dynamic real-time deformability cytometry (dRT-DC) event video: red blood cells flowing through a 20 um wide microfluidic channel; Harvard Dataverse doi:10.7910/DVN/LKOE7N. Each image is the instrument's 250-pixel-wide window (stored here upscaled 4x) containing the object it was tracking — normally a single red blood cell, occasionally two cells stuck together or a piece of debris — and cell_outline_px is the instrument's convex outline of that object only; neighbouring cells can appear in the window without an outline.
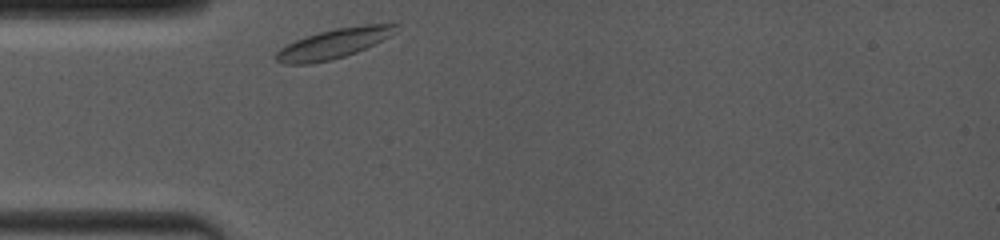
{"species": "common noctule bat (a hibernating species)", "species_latin": "Nyctalus noctula", "temperature_condition": "room temperature", "stored_images_in_passage": 25, "camera_frame_rate_fps": 4000, "um_per_image_px": 0.085, "animal": {"sex": "female", "body_mass_g": 19.0, "forearm_length_mm": 53.3}, "frame": {"image": 1, "passage_image": 1, "time_ms": 0.0, "image_size_px": [1000, 240], "cell_outline_px": [[400, 24], [388, 36], [356, 52], [332, 60], [312, 64], [284, 64], [276, 60], [276, 52], [280, 48], [304, 36], [336, 28], [364, 24]], "centroid_in_image_um": [28.29, 3.71], "position_along_channel_um": 56.7, "area_um2": 20.35}}
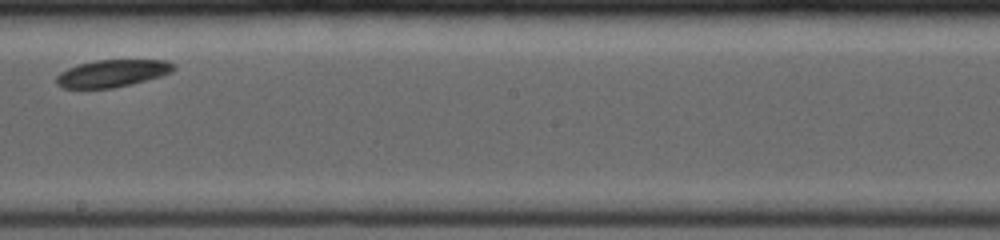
{"frame": {"image": 2, "passage_image": 15, "time_ms": 5.0, "image_size_px": [1000, 240], "cell_outline_px": [[176, 68], [172, 72], [160, 76], [132, 84], [112, 88], [64, 88], [56, 84], [56, 76], [60, 72], [76, 64], [96, 60], [168, 60], [176, 64]], "centroid_in_image_um": [9.55, 6.22], "position_along_channel_um": 238.6, "area_um2": 18.79}}
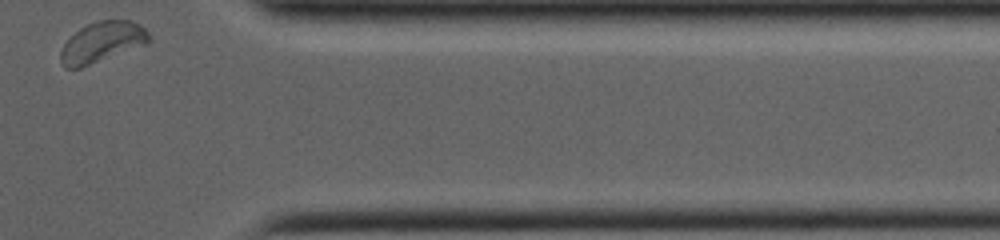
{"frame": {"image": 3, "passage_image": 25, "time_ms": 9.5, "image_size_px": [1000, 240], "cell_outline_px": [[152, 40], [148, 44], [80, 68], [64, 68], [60, 60], [60, 52], [64, 44], [80, 28], [96, 20], [132, 20], [140, 24], [152, 36]], "centroid_in_image_um": [8.72, 3.58], "position_along_channel_um": 402.7, "area_um2": 21.04}}